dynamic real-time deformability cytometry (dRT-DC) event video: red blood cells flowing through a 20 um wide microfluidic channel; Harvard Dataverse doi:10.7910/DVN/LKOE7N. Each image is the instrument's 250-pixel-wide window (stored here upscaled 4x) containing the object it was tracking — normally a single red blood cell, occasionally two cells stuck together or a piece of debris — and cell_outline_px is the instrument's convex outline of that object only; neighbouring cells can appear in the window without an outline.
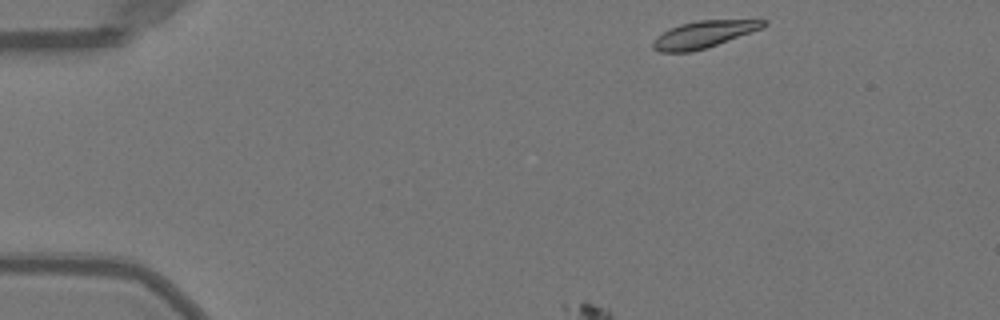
{"species": "Egyptian fruit bat (a non-hibernating species)", "species_latin": "Rousettus aegyptiacus", "temperature_condition": "warm", "stored_images_in_passage": 45, "camera_frame_rate_fps": 3000, "um_per_image_px": 0.085, "animal": {"sex": "female"}, "frame": {"image": 1, "passage_image": 1, "time_ms": 0.0, "image_size_px": [1000, 320], "cell_outline_px": [[768, 24], [760, 28], [708, 48], [692, 52], [660, 52], [652, 48], [652, 40], [656, 36], [680, 24], [700, 20], [768, 20]], "centroid_in_image_um": [59.76, 2.94], "position_along_channel_um": 25.2, "area_um2": 17.17}}